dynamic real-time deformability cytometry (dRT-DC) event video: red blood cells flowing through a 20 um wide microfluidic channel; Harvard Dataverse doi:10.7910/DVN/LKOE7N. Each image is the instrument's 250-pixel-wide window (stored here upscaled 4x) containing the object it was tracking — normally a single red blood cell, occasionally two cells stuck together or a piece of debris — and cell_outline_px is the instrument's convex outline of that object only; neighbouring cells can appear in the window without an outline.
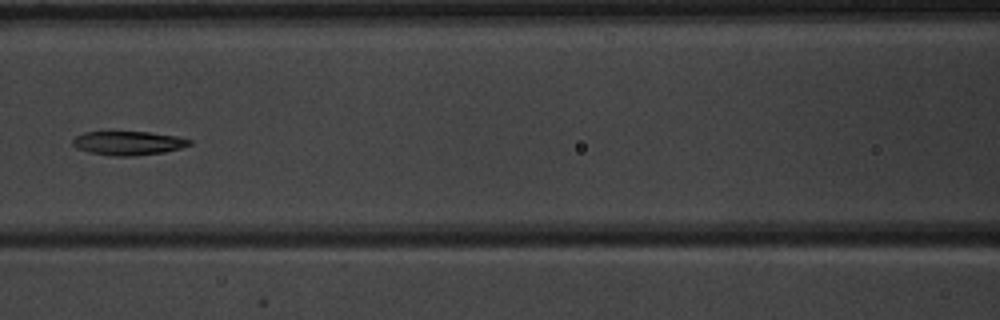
{"species": "common noctule bat (a hibernating species)", "species_latin": "Nyctalus noctula", "temperature_condition": "warm", "stored_images_in_passage": 6, "camera_frame_rate_fps": 3000, "um_per_image_px": 0.085, "animal": {"sex": "male", "body_mass_g": 20.1, "forearm_length_mm": 53.5}, "frame": {"image": 1, "passage_image": 5, "time_ms": 5.667, "image_size_px": [1000, 320], "cell_outline_px": [[192, 144], [180, 148], [164, 152], [132, 156], [112, 156], [88, 152], [76, 148], [72, 144], [72, 140], [76, 136], [84, 132], [148, 132], [176, 136], [192, 140]], "centroid_in_image_um": [10.88, 12.17], "position_along_channel_um": 155.7, "area_um2": 16.24}}
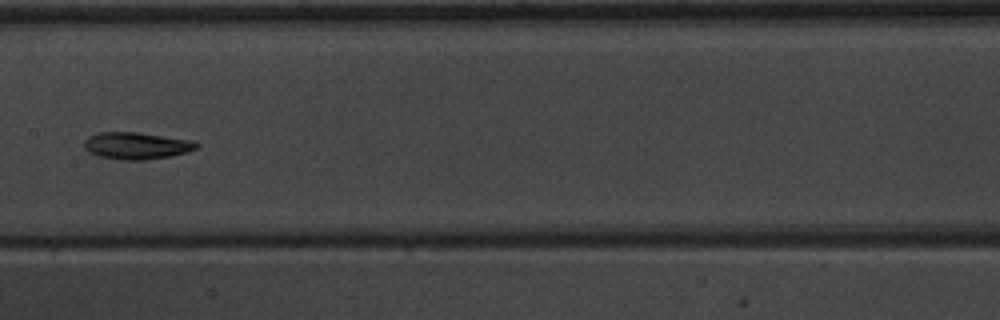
{"frame": {"image": 2, "passage_image": 6, "time_ms": 6.667, "image_size_px": [1000, 320], "cell_outline_px": [[200, 144], [196, 148], [188, 152], [168, 156], [144, 160], [120, 160], [100, 156], [88, 152], [84, 148], [84, 140], [88, 136], [100, 132], [136, 132], [196, 140]], "centroid_in_image_um": [11.62, 12.37], "position_along_channel_um": 195.8, "area_um2": 17.8}}